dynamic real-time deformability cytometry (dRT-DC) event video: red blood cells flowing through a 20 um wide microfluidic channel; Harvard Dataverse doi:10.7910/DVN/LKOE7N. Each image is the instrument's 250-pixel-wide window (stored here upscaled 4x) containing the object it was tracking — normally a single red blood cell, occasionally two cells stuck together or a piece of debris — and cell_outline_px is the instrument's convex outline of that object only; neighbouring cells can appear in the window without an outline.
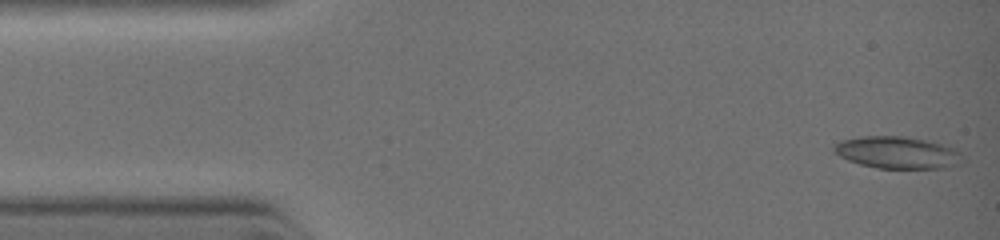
{"species": "common noctule bat (a hibernating species)", "species_latin": "Nyctalus noctula", "temperature_condition": "warm", "stored_images_in_passage": 9, "camera_frame_rate_fps": 3000, "um_per_image_px": 0.085, "animal": {"sex": "female", "body_mass_g": 19.0, "forearm_length_mm": 51.5}, "frame": {"image": 1, "passage_image": 1, "time_ms": 0.0, "image_size_px": [1000, 240], "cell_outline_px": [[964, 160], [948, 168], [876, 168], [860, 164], [848, 160], [832, 152], [832, 144], [840, 140], [860, 136], [904, 136], [924, 140], [956, 148], [960, 152]], "centroid_in_image_um": [76.23, 12.96], "position_along_channel_um": 8.8, "area_um2": 24.16}}
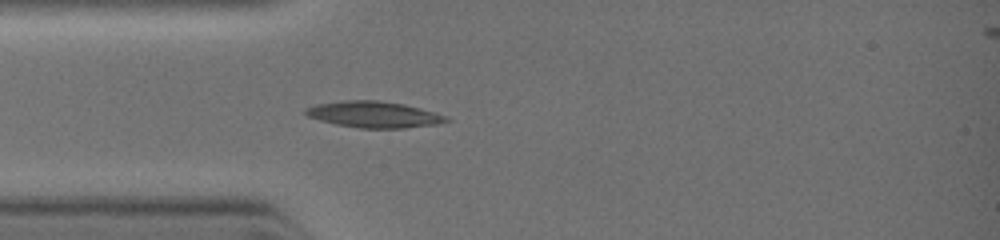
{"frame": {"image": 2, "passage_image": 7, "time_ms": 2.667, "image_size_px": [1000, 240], "cell_outline_px": [[448, 120], [436, 124], [404, 128], [360, 128], [336, 124], [320, 120], [308, 116], [304, 112], [304, 108], [316, 104], [344, 100], [380, 100], [404, 104], [436, 112], [448, 116]], "centroid_in_image_um": [31.77, 9.72], "position_along_channel_um": 53.2, "area_um2": 21.5}}